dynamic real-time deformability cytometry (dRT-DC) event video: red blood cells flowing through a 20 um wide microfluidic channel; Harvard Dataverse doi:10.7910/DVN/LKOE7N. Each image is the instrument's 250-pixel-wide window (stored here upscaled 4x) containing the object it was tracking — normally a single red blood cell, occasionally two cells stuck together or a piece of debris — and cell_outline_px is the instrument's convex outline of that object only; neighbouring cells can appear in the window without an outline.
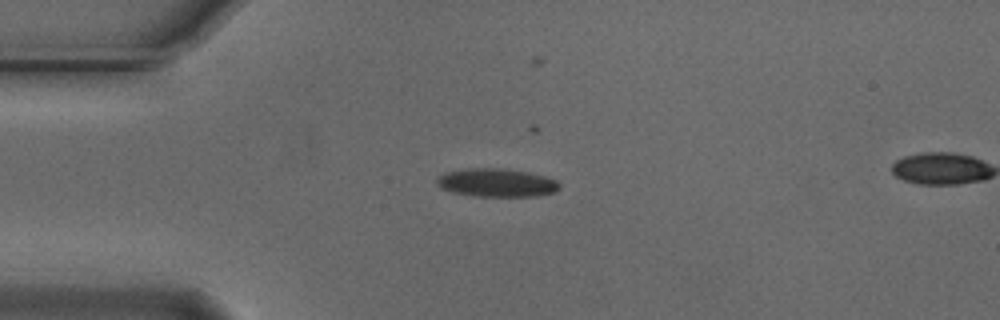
{"species": "Egyptian fruit bat (a non-hibernating species)", "species_latin": "Rousettus aegyptiacus", "temperature_condition": "cold", "stored_images_in_passage": 29, "camera_frame_rate_fps": 3000, "um_per_image_px": 0.085, "animal": {"sex": "male"}, "frame": {"image": 1, "passage_image": 1, "time_ms": 0.0, "image_size_px": [1000, 320], "cell_outline_px": [[560, 188], [556, 192], [536, 196], [472, 196], [452, 192], [440, 188], [436, 184], [436, 180], [440, 176], [448, 172], [468, 168], [496, 168], [528, 172], [544, 176], [556, 180], [560, 184]], "centroid_in_image_um": [42.22, 15.54], "position_along_channel_um": 42.8, "area_um2": 20.17}}
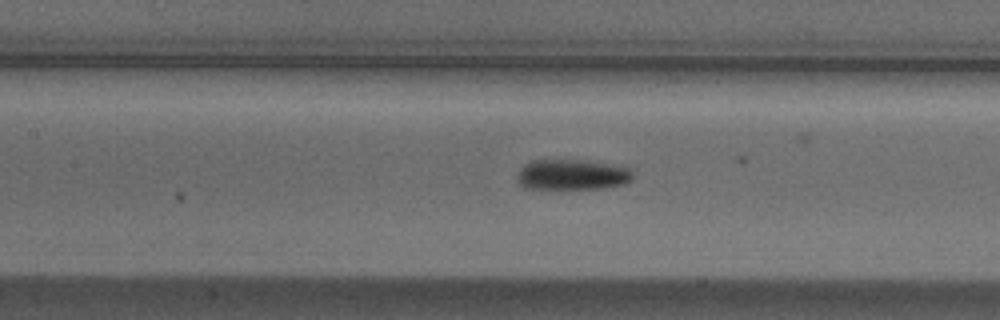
{"frame": {"image": 2, "passage_image": 12, "time_ms": 3.667, "image_size_px": [1000, 320], "cell_outline_px": [[632, 180], [624, 184], [604, 188], [524, 188], [516, 180], [516, 176], [520, 168], [524, 164], [532, 160], [572, 160], [604, 164], [628, 168], [632, 172]], "centroid_in_image_um": [48.56, 14.86], "position_along_channel_um": 158.8, "area_um2": 20.17}}
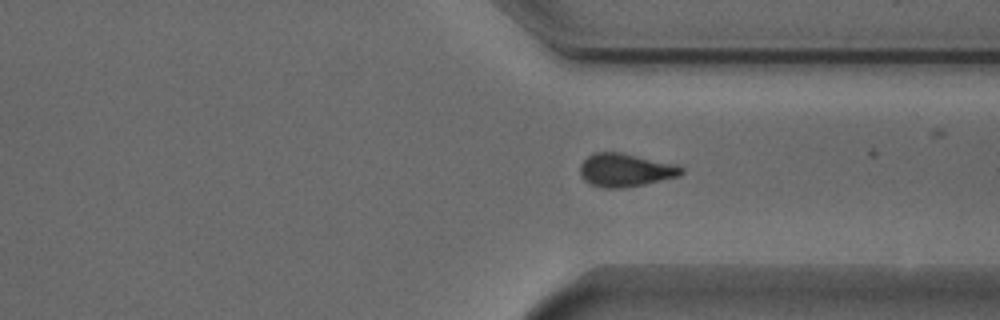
{"frame": {"image": 3, "passage_image": 28, "time_ms": 9.0, "image_size_px": [1000, 320], "cell_outline_px": [[684, 172], [680, 176], [644, 184], [624, 188], [604, 188], [592, 184], [584, 180], [580, 176], [580, 164], [592, 152], [620, 152], [676, 164], [684, 168]], "centroid_in_image_um": [53.16, 14.45], "position_along_channel_um": 358.2, "area_um2": 19.71}}